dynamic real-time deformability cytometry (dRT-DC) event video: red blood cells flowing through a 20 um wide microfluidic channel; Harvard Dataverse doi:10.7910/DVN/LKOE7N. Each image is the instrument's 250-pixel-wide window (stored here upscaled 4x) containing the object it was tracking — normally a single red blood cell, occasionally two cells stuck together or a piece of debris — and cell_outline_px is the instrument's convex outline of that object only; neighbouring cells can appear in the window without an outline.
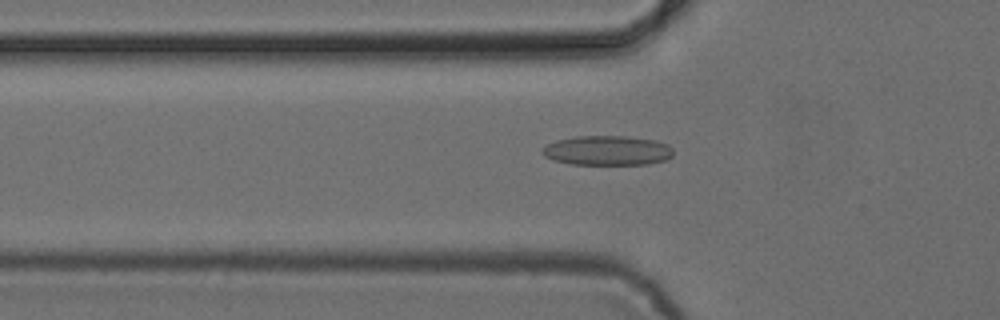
{"species": "common noctule bat (a hibernating species)", "species_latin": "Nyctalus noctula", "temperature_condition": "cold", "stored_images_in_passage": 10, "camera_frame_rate_fps": 3000, "um_per_image_px": 0.085, "animal": {"sex": "female", "body_mass_g": 24.6, "forearm_length_mm": 56.2}, "frame": {"image": 1, "passage_image": 9, "time_ms": 2.667, "image_size_px": [1000, 320], "cell_outline_px": [[672, 156], [664, 160], [648, 164], [572, 164], [552, 160], [544, 156], [540, 152], [540, 148], [556, 140], [576, 136], [624, 136], [656, 140], [668, 144], [672, 148]], "centroid_in_image_um": [51.58, 12.79], "position_along_channel_um": 74.2, "area_um2": 22.72}}